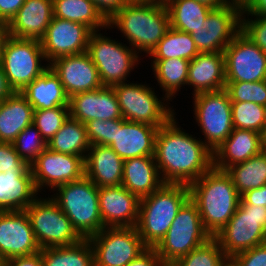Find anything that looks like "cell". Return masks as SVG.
<instances>
[{
  "instance_id": "1",
  "label": "cell",
  "mask_w": 266,
  "mask_h": 266,
  "mask_svg": "<svg viewBox=\"0 0 266 266\" xmlns=\"http://www.w3.org/2000/svg\"><path fill=\"white\" fill-rule=\"evenodd\" d=\"M177 115L159 128L154 158L164 183L190 185L213 167V152L178 124Z\"/></svg>"
},
{
  "instance_id": "2",
  "label": "cell",
  "mask_w": 266,
  "mask_h": 266,
  "mask_svg": "<svg viewBox=\"0 0 266 266\" xmlns=\"http://www.w3.org/2000/svg\"><path fill=\"white\" fill-rule=\"evenodd\" d=\"M113 28L141 57H148L170 28L169 13L163 0L126 4L108 21V30Z\"/></svg>"
},
{
  "instance_id": "3",
  "label": "cell",
  "mask_w": 266,
  "mask_h": 266,
  "mask_svg": "<svg viewBox=\"0 0 266 266\" xmlns=\"http://www.w3.org/2000/svg\"><path fill=\"white\" fill-rule=\"evenodd\" d=\"M205 230L214 237L236 212L241 196L226 171L212 167L189 185Z\"/></svg>"
},
{
  "instance_id": "4",
  "label": "cell",
  "mask_w": 266,
  "mask_h": 266,
  "mask_svg": "<svg viewBox=\"0 0 266 266\" xmlns=\"http://www.w3.org/2000/svg\"><path fill=\"white\" fill-rule=\"evenodd\" d=\"M190 198L189 185L164 183L140 199L136 229L146 247L155 248L165 237L178 210Z\"/></svg>"
},
{
  "instance_id": "5",
  "label": "cell",
  "mask_w": 266,
  "mask_h": 266,
  "mask_svg": "<svg viewBox=\"0 0 266 266\" xmlns=\"http://www.w3.org/2000/svg\"><path fill=\"white\" fill-rule=\"evenodd\" d=\"M98 192L99 187L84 175L81 179L58 186L50 195L83 239L104 228Z\"/></svg>"
},
{
  "instance_id": "6",
  "label": "cell",
  "mask_w": 266,
  "mask_h": 266,
  "mask_svg": "<svg viewBox=\"0 0 266 266\" xmlns=\"http://www.w3.org/2000/svg\"><path fill=\"white\" fill-rule=\"evenodd\" d=\"M150 86L146 81H127L113 85V88L125 120L160 128L178 112L165 96L159 97Z\"/></svg>"
},
{
  "instance_id": "7",
  "label": "cell",
  "mask_w": 266,
  "mask_h": 266,
  "mask_svg": "<svg viewBox=\"0 0 266 266\" xmlns=\"http://www.w3.org/2000/svg\"><path fill=\"white\" fill-rule=\"evenodd\" d=\"M93 31L89 36L87 53L95 64L103 86L127 82L131 72L141 65L143 58L128 44ZM128 45V46H127ZM141 60V61H140Z\"/></svg>"
},
{
  "instance_id": "8",
  "label": "cell",
  "mask_w": 266,
  "mask_h": 266,
  "mask_svg": "<svg viewBox=\"0 0 266 266\" xmlns=\"http://www.w3.org/2000/svg\"><path fill=\"white\" fill-rule=\"evenodd\" d=\"M0 65L10 86L17 92L49 67L40 41L16 38L7 33L0 46Z\"/></svg>"
},
{
  "instance_id": "9",
  "label": "cell",
  "mask_w": 266,
  "mask_h": 266,
  "mask_svg": "<svg viewBox=\"0 0 266 266\" xmlns=\"http://www.w3.org/2000/svg\"><path fill=\"white\" fill-rule=\"evenodd\" d=\"M201 221L197 205L189 198L178 210L165 237L155 247L165 266L211 239Z\"/></svg>"
},
{
  "instance_id": "10",
  "label": "cell",
  "mask_w": 266,
  "mask_h": 266,
  "mask_svg": "<svg viewBox=\"0 0 266 266\" xmlns=\"http://www.w3.org/2000/svg\"><path fill=\"white\" fill-rule=\"evenodd\" d=\"M39 195L26 209L35 239L41 249L72 246L83 238L49 195Z\"/></svg>"
},
{
  "instance_id": "11",
  "label": "cell",
  "mask_w": 266,
  "mask_h": 266,
  "mask_svg": "<svg viewBox=\"0 0 266 266\" xmlns=\"http://www.w3.org/2000/svg\"><path fill=\"white\" fill-rule=\"evenodd\" d=\"M193 120L204 136L203 143L212 151L233 131L231 100L225 89L193 96Z\"/></svg>"
},
{
  "instance_id": "12",
  "label": "cell",
  "mask_w": 266,
  "mask_h": 266,
  "mask_svg": "<svg viewBox=\"0 0 266 266\" xmlns=\"http://www.w3.org/2000/svg\"><path fill=\"white\" fill-rule=\"evenodd\" d=\"M214 238L229 259L239 252L266 243V207L238 205L229 222Z\"/></svg>"
},
{
  "instance_id": "13",
  "label": "cell",
  "mask_w": 266,
  "mask_h": 266,
  "mask_svg": "<svg viewBox=\"0 0 266 266\" xmlns=\"http://www.w3.org/2000/svg\"><path fill=\"white\" fill-rule=\"evenodd\" d=\"M88 240L94 266H126L147 248L136 227H106Z\"/></svg>"
},
{
  "instance_id": "14",
  "label": "cell",
  "mask_w": 266,
  "mask_h": 266,
  "mask_svg": "<svg viewBox=\"0 0 266 266\" xmlns=\"http://www.w3.org/2000/svg\"><path fill=\"white\" fill-rule=\"evenodd\" d=\"M30 168L39 194L47 190L51 193L58 186L81 179L85 175L83 157L63 154L48 147L37 156Z\"/></svg>"
},
{
  "instance_id": "15",
  "label": "cell",
  "mask_w": 266,
  "mask_h": 266,
  "mask_svg": "<svg viewBox=\"0 0 266 266\" xmlns=\"http://www.w3.org/2000/svg\"><path fill=\"white\" fill-rule=\"evenodd\" d=\"M226 82L266 80V53L241 31L224 49Z\"/></svg>"
},
{
  "instance_id": "16",
  "label": "cell",
  "mask_w": 266,
  "mask_h": 266,
  "mask_svg": "<svg viewBox=\"0 0 266 266\" xmlns=\"http://www.w3.org/2000/svg\"><path fill=\"white\" fill-rule=\"evenodd\" d=\"M241 13L232 4L212 9L203 26L191 33L199 53H224V49L241 31Z\"/></svg>"
},
{
  "instance_id": "17",
  "label": "cell",
  "mask_w": 266,
  "mask_h": 266,
  "mask_svg": "<svg viewBox=\"0 0 266 266\" xmlns=\"http://www.w3.org/2000/svg\"><path fill=\"white\" fill-rule=\"evenodd\" d=\"M92 32L84 24L53 16L40 40L47 63L58 57L86 52Z\"/></svg>"
},
{
  "instance_id": "18",
  "label": "cell",
  "mask_w": 266,
  "mask_h": 266,
  "mask_svg": "<svg viewBox=\"0 0 266 266\" xmlns=\"http://www.w3.org/2000/svg\"><path fill=\"white\" fill-rule=\"evenodd\" d=\"M26 211L0 212V261L39 252Z\"/></svg>"
},
{
  "instance_id": "19",
  "label": "cell",
  "mask_w": 266,
  "mask_h": 266,
  "mask_svg": "<svg viewBox=\"0 0 266 266\" xmlns=\"http://www.w3.org/2000/svg\"><path fill=\"white\" fill-rule=\"evenodd\" d=\"M68 97L103 87L99 72L87 52L62 56L49 63Z\"/></svg>"
},
{
  "instance_id": "20",
  "label": "cell",
  "mask_w": 266,
  "mask_h": 266,
  "mask_svg": "<svg viewBox=\"0 0 266 266\" xmlns=\"http://www.w3.org/2000/svg\"><path fill=\"white\" fill-rule=\"evenodd\" d=\"M70 117L86 124L94 119H122L113 86L77 93L69 97Z\"/></svg>"
},
{
  "instance_id": "21",
  "label": "cell",
  "mask_w": 266,
  "mask_h": 266,
  "mask_svg": "<svg viewBox=\"0 0 266 266\" xmlns=\"http://www.w3.org/2000/svg\"><path fill=\"white\" fill-rule=\"evenodd\" d=\"M99 211L103 226L135 227L140 199L122 185L99 187Z\"/></svg>"
},
{
  "instance_id": "22",
  "label": "cell",
  "mask_w": 266,
  "mask_h": 266,
  "mask_svg": "<svg viewBox=\"0 0 266 266\" xmlns=\"http://www.w3.org/2000/svg\"><path fill=\"white\" fill-rule=\"evenodd\" d=\"M159 128L145 123L116 119L115 141L110 147L123 160L154 156Z\"/></svg>"
},
{
  "instance_id": "23",
  "label": "cell",
  "mask_w": 266,
  "mask_h": 266,
  "mask_svg": "<svg viewBox=\"0 0 266 266\" xmlns=\"http://www.w3.org/2000/svg\"><path fill=\"white\" fill-rule=\"evenodd\" d=\"M53 18V0H25L6 25V33L16 38L40 41Z\"/></svg>"
},
{
  "instance_id": "24",
  "label": "cell",
  "mask_w": 266,
  "mask_h": 266,
  "mask_svg": "<svg viewBox=\"0 0 266 266\" xmlns=\"http://www.w3.org/2000/svg\"><path fill=\"white\" fill-rule=\"evenodd\" d=\"M225 85L224 53H199L190 60L187 87L193 96L225 89Z\"/></svg>"
},
{
  "instance_id": "25",
  "label": "cell",
  "mask_w": 266,
  "mask_h": 266,
  "mask_svg": "<svg viewBox=\"0 0 266 266\" xmlns=\"http://www.w3.org/2000/svg\"><path fill=\"white\" fill-rule=\"evenodd\" d=\"M84 165L85 176L97 187L122 185L124 160L110 146L90 145Z\"/></svg>"
},
{
  "instance_id": "26",
  "label": "cell",
  "mask_w": 266,
  "mask_h": 266,
  "mask_svg": "<svg viewBox=\"0 0 266 266\" xmlns=\"http://www.w3.org/2000/svg\"><path fill=\"white\" fill-rule=\"evenodd\" d=\"M262 150L260 133L234 128L228 138L213 152V167L225 171Z\"/></svg>"
},
{
  "instance_id": "27",
  "label": "cell",
  "mask_w": 266,
  "mask_h": 266,
  "mask_svg": "<svg viewBox=\"0 0 266 266\" xmlns=\"http://www.w3.org/2000/svg\"><path fill=\"white\" fill-rule=\"evenodd\" d=\"M31 168L0 173V212L24 211L38 196Z\"/></svg>"
},
{
  "instance_id": "28",
  "label": "cell",
  "mask_w": 266,
  "mask_h": 266,
  "mask_svg": "<svg viewBox=\"0 0 266 266\" xmlns=\"http://www.w3.org/2000/svg\"><path fill=\"white\" fill-rule=\"evenodd\" d=\"M163 184L154 156L124 160L122 186L139 199L149 196Z\"/></svg>"
},
{
  "instance_id": "29",
  "label": "cell",
  "mask_w": 266,
  "mask_h": 266,
  "mask_svg": "<svg viewBox=\"0 0 266 266\" xmlns=\"http://www.w3.org/2000/svg\"><path fill=\"white\" fill-rule=\"evenodd\" d=\"M34 108L21 92L0 101V142L13 143L33 123Z\"/></svg>"
},
{
  "instance_id": "30",
  "label": "cell",
  "mask_w": 266,
  "mask_h": 266,
  "mask_svg": "<svg viewBox=\"0 0 266 266\" xmlns=\"http://www.w3.org/2000/svg\"><path fill=\"white\" fill-rule=\"evenodd\" d=\"M21 93L34 110L68 106L69 97L58 75L49 66L40 76L28 84Z\"/></svg>"
},
{
  "instance_id": "31",
  "label": "cell",
  "mask_w": 266,
  "mask_h": 266,
  "mask_svg": "<svg viewBox=\"0 0 266 266\" xmlns=\"http://www.w3.org/2000/svg\"><path fill=\"white\" fill-rule=\"evenodd\" d=\"M150 61L157 86H160L163 96L172 102L181 89L187 87L190 61L183 58Z\"/></svg>"
},
{
  "instance_id": "32",
  "label": "cell",
  "mask_w": 266,
  "mask_h": 266,
  "mask_svg": "<svg viewBox=\"0 0 266 266\" xmlns=\"http://www.w3.org/2000/svg\"><path fill=\"white\" fill-rule=\"evenodd\" d=\"M53 16L84 24L92 31H108V21L91 0H53Z\"/></svg>"
},
{
  "instance_id": "33",
  "label": "cell",
  "mask_w": 266,
  "mask_h": 266,
  "mask_svg": "<svg viewBox=\"0 0 266 266\" xmlns=\"http://www.w3.org/2000/svg\"><path fill=\"white\" fill-rule=\"evenodd\" d=\"M169 13L170 27L193 33L203 26L212 10L209 6L196 0H163Z\"/></svg>"
},
{
  "instance_id": "34",
  "label": "cell",
  "mask_w": 266,
  "mask_h": 266,
  "mask_svg": "<svg viewBox=\"0 0 266 266\" xmlns=\"http://www.w3.org/2000/svg\"><path fill=\"white\" fill-rule=\"evenodd\" d=\"M47 147L56 152L85 159L90 147L86 125L69 116L60 130L47 143Z\"/></svg>"
},
{
  "instance_id": "35",
  "label": "cell",
  "mask_w": 266,
  "mask_h": 266,
  "mask_svg": "<svg viewBox=\"0 0 266 266\" xmlns=\"http://www.w3.org/2000/svg\"><path fill=\"white\" fill-rule=\"evenodd\" d=\"M225 171L240 196L248 190L266 185V150L244 162L232 165Z\"/></svg>"
},
{
  "instance_id": "36",
  "label": "cell",
  "mask_w": 266,
  "mask_h": 266,
  "mask_svg": "<svg viewBox=\"0 0 266 266\" xmlns=\"http://www.w3.org/2000/svg\"><path fill=\"white\" fill-rule=\"evenodd\" d=\"M43 266H94V252L88 239L72 246L40 250Z\"/></svg>"
},
{
  "instance_id": "37",
  "label": "cell",
  "mask_w": 266,
  "mask_h": 266,
  "mask_svg": "<svg viewBox=\"0 0 266 266\" xmlns=\"http://www.w3.org/2000/svg\"><path fill=\"white\" fill-rule=\"evenodd\" d=\"M197 54L199 51L191 34L170 27L148 57L150 60L183 58L190 61Z\"/></svg>"
},
{
  "instance_id": "38",
  "label": "cell",
  "mask_w": 266,
  "mask_h": 266,
  "mask_svg": "<svg viewBox=\"0 0 266 266\" xmlns=\"http://www.w3.org/2000/svg\"><path fill=\"white\" fill-rule=\"evenodd\" d=\"M234 128L262 132L266 124V107L253 102H231Z\"/></svg>"
},
{
  "instance_id": "39",
  "label": "cell",
  "mask_w": 266,
  "mask_h": 266,
  "mask_svg": "<svg viewBox=\"0 0 266 266\" xmlns=\"http://www.w3.org/2000/svg\"><path fill=\"white\" fill-rule=\"evenodd\" d=\"M228 259L217 240L212 237L170 266H223Z\"/></svg>"
},
{
  "instance_id": "40",
  "label": "cell",
  "mask_w": 266,
  "mask_h": 266,
  "mask_svg": "<svg viewBox=\"0 0 266 266\" xmlns=\"http://www.w3.org/2000/svg\"><path fill=\"white\" fill-rule=\"evenodd\" d=\"M70 116L69 106L34 110L33 124L48 143Z\"/></svg>"
},
{
  "instance_id": "41",
  "label": "cell",
  "mask_w": 266,
  "mask_h": 266,
  "mask_svg": "<svg viewBox=\"0 0 266 266\" xmlns=\"http://www.w3.org/2000/svg\"><path fill=\"white\" fill-rule=\"evenodd\" d=\"M13 145L16 152L28 165H31L37 156L47 148V142L33 123L18 134Z\"/></svg>"
},
{
  "instance_id": "42",
  "label": "cell",
  "mask_w": 266,
  "mask_h": 266,
  "mask_svg": "<svg viewBox=\"0 0 266 266\" xmlns=\"http://www.w3.org/2000/svg\"><path fill=\"white\" fill-rule=\"evenodd\" d=\"M231 102H253L266 107V80L257 82H226Z\"/></svg>"
},
{
  "instance_id": "43",
  "label": "cell",
  "mask_w": 266,
  "mask_h": 266,
  "mask_svg": "<svg viewBox=\"0 0 266 266\" xmlns=\"http://www.w3.org/2000/svg\"><path fill=\"white\" fill-rule=\"evenodd\" d=\"M87 138L90 145L110 146L115 141L116 119H94L86 124Z\"/></svg>"
},
{
  "instance_id": "44",
  "label": "cell",
  "mask_w": 266,
  "mask_h": 266,
  "mask_svg": "<svg viewBox=\"0 0 266 266\" xmlns=\"http://www.w3.org/2000/svg\"><path fill=\"white\" fill-rule=\"evenodd\" d=\"M241 32L266 53V16L241 13Z\"/></svg>"
},
{
  "instance_id": "45",
  "label": "cell",
  "mask_w": 266,
  "mask_h": 266,
  "mask_svg": "<svg viewBox=\"0 0 266 266\" xmlns=\"http://www.w3.org/2000/svg\"><path fill=\"white\" fill-rule=\"evenodd\" d=\"M29 167L16 152L13 143L0 142V173H24Z\"/></svg>"
},
{
  "instance_id": "46",
  "label": "cell",
  "mask_w": 266,
  "mask_h": 266,
  "mask_svg": "<svg viewBox=\"0 0 266 266\" xmlns=\"http://www.w3.org/2000/svg\"><path fill=\"white\" fill-rule=\"evenodd\" d=\"M230 260L236 266H266V243L239 252Z\"/></svg>"
},
{
  "instance_id": "47",
  "label": "cell",
  "mask_w": 266,
  "mask_h": 266,
  "mask_svg": "<svg viewBox=\"0 0 266 266\" xmlns=\"http://www.w3.org/2000/svg\"><path fill=\"white\" fill-rule=\"evenodd\" d=\"M239 205L266 207V185L246 191L241 195Z\"/></svg>"
},
{
  "instance_id": "48",
  "label": "cell",
  "mask_w": 266,
  "mask_h": 266,
  "mask_svg": "<svg viewBox=\"0 0 266 266\" xmlns=\"http://www.w3.org/2000/svg\"><path fill=\"white\" fill-rule=\"evenodd\" d=\"M126 266H165L155 248L147 247L134 260L129 262Z\"/></svg>"
},
{
  "instance_id": "49",
  "label": "cell",
  "mask_w": 266,
  "mask_h": 266,
  "mask_svg": "<svg viewBox=\"0 0 266 266\" xmlns=\"http://www.w3.org/2000/svg\"><path fill=\"white\" fill-rule=\"evenodd\" d=\"M101 15L109 21L126 4L123 0H91Z\"/></svg>"
},
{
  "instance_id": "50",
  "label": "cell",
  "mask_w": 266,
  "mask_h": 266,
  "mask_svg": "<svg viewBox=\"0 0 266 266\" xmlns=\"http://www.w3.org/2000/svg\"><path fill=\"white\" fill-rule=\"evenodd\" d=\"M24 3L25 0H0V19L7 25Z\"/></svg>"
},
{
  "instance_id": "51",
  "label": "cell",
  "mask_w": 266,
  "mask_h": 266,
  "mask_svg": "<svg viewBox=\"0 0 266 266\" xmlns=\"http://www.w3.org/2000/svg\"><path fill=\"white\" fill-rule=\"evenodd\" d=\"M3 263L6 266H43L40 251L32 255L13 257Z\"/></svg>"
},
{
  "instance_id": "52",
  "label": "cell",
  "mask_w": 266,
  "mask_h": 266,
  "mask_svg": "<svg viewBox=\"0 0 266 266\" xmlns=\"http://www.w3.org/2000/svg\"><path fill=\"white\" fill-rule=\"evenodd\" d=\"M243 12L248 16H266V0H253Z\"/></svg>"
},
{
  "instance_id": "53",
  "label": "cell",
  "mask_w": 266,
  "mask_h": 266,
  "mask_svg": "<svg viewBox=\"0 0 266 266\" xmlns=\"http://www.w3.org/2000/svg\"><path fill=\"white\" fill-rule=\"evenodd\" d=\"M15 91L10 86L3 68L0 65V101L12 95Z\"/></svg>"
},
{
  "instance_id": "54",
  "label": "cell",
  "mask_w": 266,
  "mask_h": 266,
  "mask_svg": "<svg viewBox=\"0 0 266 266\" xmlns=\"http://www.w3.org/2000/svg\"><path fill=\"white\" fill-rule=\"evenodd\" d=\"M212 9L221 8L230 4V0H196Z\"/></svg>"
},
{
  "instance_id": "55",
  "label": "cell",
  "mask_w": 266,
  "mask_h": 266,
  "mask_svg": "<svg viewBox=\"0 0 266 266\" xmlns=\"http://www.w3.org/2000/svg\"><path fill=\"white\" fill-rule=\"evenodd\" d=\"M253 0H230V4L244 11Z\"/></svg>"
},
{
  "instance_id": "56",
  "label": "cell",
  "mask_w": 266,
  "mask_h": 266,
  "mask_svg": "<svg viewBox=\"0 0 266 266\" xmlns=\"http://www.w3.org/2000/svg\"><path fill=\"white\" fill-rule=\"evenodd\" d=\"M261 145L262 149L266 150V124L264 125V128L261 132Z\"/></svg>"
},
{
  "instance_id": "57",
  "label": "cell",
  "mask_w": 266,
  "mask_h": 266,
  "mask_svg": "<svg viewBox=\"0 0 266 266\" xmlns=\"http://www.w3.org/2000/svg\"><path fill=\"white\" fill-rule=\"evenodd\" d=\"M5 34H6V24L4 22H0V46Z\"/></svg>"
},
{
  "instance_id": "58",
  "label": "cell",
  "mask_w": 266,
  "mask_h": 266,
  "mask_svg": "<svg viewBox=\"0 0 266 266\" xmlns=\"http://www.w3.org/2000/svg\"><path fill=\"white\" fill-rule=\"evenodd\" d=\"M125 4H133V3H145L152 0H123Z\"/></svg>"
},
{
  "instance_id": "59",
  "label": "cell",
  "mask_w": 266,
  "mask_h": 266,
  "mask_svg": "<svg viewBox=\"0 0 266 266\" xmlns=\"http://www.w3.org/2000/svg\"><path fill=\"white\" fill-rule=\"evenodd\" d=\"M223 266H236L230 259H228Z\"/></svg>"
},
{
  "instance_id": "60",
  "label": "cell",
  "mask_w": 266,
  "mask_h": 266,
  "mask_svg": "<svg viewBox=\"0 0 266 266\" xmlns=\"http://www.w3.org/2000/svg\"><path fill=\"white\" fill-rule=\"evenodd\" d=\"M0 266H6L3 262L0 263Z\"/></svg>"
}]
</instances>
